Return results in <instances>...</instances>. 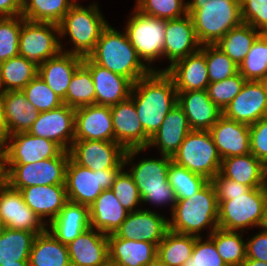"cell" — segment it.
<instances>
[{
  "label": "cell",
  "mask_w": 267,
  "mask_h": 266,
  "mask_svg": "<svg viewBox=\"0 0 267 266\" xmlns=\"http://www.w3.org/2000/svg\"><path fill=\"white\" fill-rule=\"evenodd\" d=\"M183 266H227L209 237H196L190 258Z\"/></svg>",
  "instance_id": "816d5d0a"
},
{
  "label": "cell",
  "mask_w": 267,
  "mask_h": 266,
  "mask_svg": "<svg viewBox=\"0 0 267 266\" xmlns=\"http://www.w3.org/2000/svg\"><path fill=\"white\" fill-rule=\"evenodd\" d=\"M111 190L127 212L131 213L142 209V200L138 187L125 168L116 176Z\"/></svg>",
  "instance_id": "681fc988"
},
{
  "label": "cell",
  "mask_w": 267,
  "mask_h": 266,
  "mask_svg": "<svg viewBox=\"0 0 267 266\" xmlns=\"http://www.w3.org/2000/svg\"><path fill=\"white\" fill-rule=\"evenodd\" d=\"M74 140L115 142L110 106L92 104L77 108Z\"/></svg>",
  "instance_id": "7402d4cb"
},
{
  "label": "cell",
  "mask_w": 267,
  "mask_h": 266,
  "mask_svg": "<svg viewBox=\"0 0 267 266\" xmlns=\"http://www.w3.org/2000/svg\"><path fill=\"white\" fill-rule=\"evenodd\" d=\"M246 239V258L267 262V226Z\"/></svg>",
  "instance_id": "9f6ffc18"
},
{
  "label": "cell",
  "mask_w": 267,
  "mask_h": 266,
  "mask_svg": "<svg viewBox=\"0 0 267 266\" xmlns=\"http://www.w3.org/2000/svg\"><path fill=\"white\" fill-rule=\"evenodd\" d=\"M191 130L183 108L176 103L150 138L146 149L155 148L159 152L158 155L172 157Z\"/></svg>",
  "instance_id": "cb8c5ba5"
},
{
  "label": "cell",
  "mask_w": 267,
  "mask_h": 266,
  "mask_svg": "<svg viewBox=\"0 0 267 266\" xmlns=\"http://www.w3.org/2000/svg\"><path fill=\"white\" fill-rule=\"evenodd\" d=\"M266 165L252 153L222 159L220 173L231 180L249 186L264 187Z\"/></svg>",
  "instance_id": "836d02e7"
},
{
  "label": "cell",
  "mask_w": 267,
  "mask_h": 266,
  "mask_svg": "<svg viewBox=\"0 0 267 266\" xmlns=\"http://www.w3.org/2000/svg\"><path fill=\"white\" fill-rule=\"evenodd\" d=\"M89 207L68 201L47 230L62 244L68 245L86 229L90 228Z\"/></svg>",
  "instance_id": "f546056e"
},
{
  "label": "cell",
  "mask_w": 267,
  "mask_h": 266,
  "mask_svg": "<svg viewBox=\"0 0 267 266\" xmlns=\"http://www.w3.org/2000/svg\"><path fill=\"white\" fill-rule=\"evenodd\" d=\"M200 50L205 54L210 83L223 81L239 73V66L215 44L201 45Z\"/></svg>",
  "instance_id": "f6af8a7d"
},
{
  "label": "cell",
  "mask_w": 267,
  "mask_h": 266,
  "mask_svg": "<svg viewBox=\"0 0 267 266\" xmlns=\"http://www.w3.org/2000/svg\"><path fill=\"white\" fill-rule=\"evenodd\" d=\"M249 130L251 153L267 166V117L249 125Z\"/></svg>",
  "instance_id": "db71d44e"
},
{
  "label": "cell",
  "mask_w": 267,
  "mask_h": 266,
  "mask_svg": "<svg viewBox=\"0 0 267 266\" xmlns=\"http://www.w3.org/2000/svg\"><path fill=\"white\" fill-rule=\"evenodd\" d=\"M241 266H267V262L246 258Z\"/></svg>",
  "instance_id": "94428289"
},
{
  "label": "cell",
  "mask_w": 267,
  "mask_h": 266,
  "mask_svg": "<svg viewBox=\"0 0 267 266\" xmlns=\"http://www.w3.org/2000/svg\"><path fill=\"white\" fill-rule=\"evenodd\" d=\"M239 73L247 81H258L267 74V33H261L239 65Z\"/></svg>",
  "instance_id": "ee69618b"
},
{
  "label": "cell",
  "mask_w": 267,
  "mask_h": 266,
  "mask_svg": "<svg viewBox=\"0 0 267 266\" xmlns=\"http://www.w3.org/2000/svg\"><path fill=\"white\" fill-rule=\"evenodd\" d=\"M195 236L168 230L157 246V257L168 266H183L191 254Z\"/></svg>",
  "instance_id": "f35d334b"
},
{
  "label": "cell",
  "mask_w": 267,
  "mask_h": 266,
  "mask_svg": "<svg viewBox=\"0 0 267 266\" xmlns=\"http://www.w3.org/2000/svg\"><path fill=\"white\" fill-rule=\"evenodd\" d=\"M218 209L215 188L208 181L191 198L177 200L169 214V230L196 237H209L218 228Z\"/></svg>",
  "instance_id": "277c9868"
},
{
  "label": "cell",
  "mask_w": 267,
  "mask_h": 266,
  "mask_svg": "<svg viewBox=\"0 0 267 266\" xmlns=\"http://www.w3.org/2000/svg\"><path fill=\"white\" fill-rule=\"evenodd\" d=\"M147 266H168L163 263L158 257H156L152 262H150Z\"/></svg>",
  "instance_id": "e7e4bbea"
},
{
  "label": "cell",
  "mask_w": 267,
  "mask_h": 266,
  "mask_svg": "<svg viewBox=\"0 0 267 266\" xmlns=\"http://www.w3.org/2000/svg\"><path fill=\"white\" fill-rule=\"evenodd\" d=\"M0 219L5 228L33 232L47 230V225L25 203L19 190L6 182L0 185Z\"/></svg>",
  "instance_id": "5bb4252c"
},
{
  "label": "cell",
  "mask_w": 267,
  "mask_h": 266,
  "mask_svg": "<svg viewBox=\"0 0 267 266\" xmlns=\"http://www.w3.org/2000/svg\"><path fill=\"white\" fill-rule=\"evenodd\" d=\"M267 226L265 187L251 188L244 195L230 196L218 209V228L247 232ZM249 228V229H248Z\"/></svg>",
  "instance_id": "52a82bcc"
},
{
  "label": "cell",
  "mask_w": 267,
  "mask_h": 266,
  "mask_svg": "<svg viewBox=\"0 0 267 266\" xmlns=\"http://www.w3.org/2000/svg\"><path fill=\"white\" fill-rule=\"evenodd\" d=\"M71 266H99L109 258L108 235L88 228L67 245Z\"/></svg>",
  "instance_id": "484cf974"
},
{
  "label": "cell",
  "mask_w": 267,
  "mask_h": 266,
  "mask_svg": "<svg viewBox=\"0 0 267 266\" xmlns=\"http://www.w3.org/2000/svg\"><path fill=\"white\" fill-rule=\"evenodd\" d=\"M69 158V152L63 151L58 157L36 163L4 164L5 182L16 190L30 186L65 185Z\"/></svg>",
  "instance_id": "8fae6325"
},
{
  "label": "cell",
  "mask_w": 267,
  "mask_h": 266,
  "mask_svg": "<svg viewBox=\"0 0 267 266\" xmlns=\"http://www.w3.org/2000/svg\"><path fill=\"white\" fill-rule=\"evenodd\" d=\"M5 182L4 147L0 146V185Z\"/></svg>",
  "instance_id": "91938a15"
},
{
  "label": "cell",
  "mask_w": 267,
  "mask_h": 266,
  "mask_svg": "<svg viewBox=\"0 0 267 266\" xmlns=\"http://www.w3.org/2000/svg\"><path fill=\"white\" fill-rule=\"evenodd\" d=\"M99 266H119L115 261L110 260L109 258Z\"/></svg>",
  "instance_id": "03108f58"
},
{
  "label": "cell",
  "mask_w": 267,
  "mask_h": 266,
  "mask_svg": "<svg viewBox=\"0 0 267 266\" xmlns=\"http://www.w3.org/2000/svg\"><path fill=\"white\" fill-rule=\"evenodd\" d=\"M125 151L112 141L74 140L68 152L75 163L101 171L115 168L124 159Z\"/></svg>",
  "instance_id": "2e32d148"
},
{
  "label": "cell",
  "mask_w": 267,
  "mask_h": 266,
  "mask_svg": "<svg viewBox=\"0 0 267 266\" xmlns=\"http://www.w3.org/2000/svg\"><path fill=\"white\" fill-rule=\"evenodd\" d=\"M64 150L54 141L28 132L10 135L4 146V164L36 163L58 157Z\"/></svg>",
  "instance_id": "4fadbf2b"
},
{
  "label": "cell",
  "mask_w": 267,
  "mask_h": 266,
  "mask_svg": "<svg viewBox=\"0 0 267 266\" xmlns=\"http://www.w3.org/2000/svg\"><path fill=\"white\" fill-rule=\"evenodd\" d=\"M24 203L48 225L68 202L65 185L30 186L19 189Z\"/></svg>",
  "instance_id": "d4e9b609"
},
{
  "label": "cell",
  "mask_w": 267,
  "mask_h": 266,
  "mask_svg": "<svg viewBox=\"0 0 267 266\" xmlns=\"http://www.w3.org/2000/svg\"><path fill=\"white\" fill-rule=\"evenodd\" d=\"M22 91L39 113L57 109L64 104L63 100L38 75Z\"/></svg>",
  "instance_id": "c3c4849f"
},
{
  "label": "cell",
  "mask_w": 267,
  "mask_h": 266,
  "mask_svg": "<svg viewBox=\"0 0 267 266\" xmlns=\"http://www.w3.org/2000/svg\"><path fill=\"white\" fill-rule=\"evenodd\" d=\"M242 22L267 33V0H240Z\"/></svg>",
  "instance_id": "f5cc1de1"
},
{
  "label": "cell",
  "mask_w": 267,
  "mask_h": 266,
  "mask_svg": "<svg viewBox=\"0 0 267 266\" xmlns=\"http://www.w3.org/2000/svg\"><path fill=\"white\" fill-rule=\"evenodd\" d=\"M127 18L122 29L129 42L151 71H161L155 62L164 60L166 20L141 14L134 7Z\"/></svg>",
  "instance_id": "ba28073f"
},
{
  "label": "cell",
  "mask_w": 267,
  "mask_h": 266,
  "mask_svg": "<svg viewBox=\"0 0 267 266\" xmlns=\"http://www.w3.org/2000/svg\"><path fill=\"white\" fill-rule=\"evenodd\" d=\"M23 16L0 17V63L19 55Z\"/></svg>",
  "instance_id": "7dc6e473"
},
{
  "label": "cell",
  "mask_w": 267,
  "mask_h": 266,
  "mask_svg": "<svg viewBox=\"0 0 267 266\" xmlns=\"http://www.w3.org/2000/svg\"><path fill=\"white\" fill-rule=\"evenodd\" d=\"M84 5L75 3L58 24L62 52L82 57L94 50L102 31L109 24L96 0Z\"/></svg>",
  "instance_id": "3957f363"
},
{
  "label": "cell",
  "mask_w": 267,
  "mask_h": 266,
  "mask_svg": "<svg viewBox=\"0 0 267 266\" xmlns=\"http://www.w3.org/2000/svg\"><path fill=\"white\" fill-rule=\"evenodd\" d=\"M2 99H3V92L0 90V146L4 147L10 134L4 119Z\"/></svg>",
  "instance_id": "680465c9"
},
{
  "label": "cell",
  "mask_w": 267,
  "mask_h": 266,
  "mask_svg": "<svg viewBox=\"0 0 267 266\" xmlns=\"http://www.w3.org/2000/svg\"><path fill=\"white\" fill-rule=\"evenodd\" d=\"M22 8L21 0H0V17L20 16Z\"/></svg>",
  "instance_id": "6f0895ef"
},
{
  "label": "cell",
  "mask_w": 267,
  "mask_h": 266,
  "mask_svg": "<svg viewBox=\"0 0 267 266\" xmlns=\"http://www.w3.org/2000/svg\"><path fill=\"white\" fill-rule=\"evenodd\" d=\"M2 107L10 135L28 132L39 115L35 106L26 99L22 90L3 92Z\"/></svg>",
  "instance_id": "d6a6232c"
},
{
  "label": "cell",
  "mask_w": 267,
  "mask_h": 266,
  "mask_svg": "<svg viewBox=\"0 0 267 266\" xmlns=\"http://www.w3.org/2000/svg\"><path fill=\"white\" fill-rule=\"evenodd\" d=\"M82 64L93 79L95 104L111 107L130 97L133 83L128 78L96 64L88 56L83 57Z\"/></svg>",
  "instance_id": "ffe728a7"
},
{
  "label": "cell",
  "mask_w": 267,
  "mask_h": 266,
  "mask_svg": "<svg viewBox=\"0 0 267 266\" xmlns=\"http://www.w3.org/2000/svg\"><path fill=\"white\" fill-rule=\"evenodd\" d=\"M63 103L74 109L95 104L93 79L83 64L76 69Z\"/></svg>",
  "instance_id": "b9f144b4"
},
{
  "label": "cell",
  "mask_w": 267,
  "mask_h": 266,
  "mask_svg": "<svg viewBox=\"0 0 267 266\" xmlns=\"http://www.w3.org/2000/svg\"><path fill=\"white\" fill-rule=\"evenodd\" d=\"M213 0H187V3H201V2H208Z\"/></svg>",
  "instance_id": "003e7915"
},
{
  "label": "cell",
  "mask_w": 267,
  "mask_h": 266,
  "mask_svg": "<svg viewBox=\"0 0 267 266\" xmlns=\"http://www.w3.org/2000/svg\"><path fill=\"white\" fill-rule=\"evenodd\" d=\"M123 168L122 160L113 169L93 171L69 158L65 172L68 201L90 207L103 190L111 189L116 176Z\"/></svg>",
  "instance_id": "30bf717a"
},
{
  "label": "cell",
  "mask_w": 267,
  "mask_h": 266,
  "mask_svg": "<svg viewBox=\"0 0 267 266\" xmlns=\"http://www.w3.org/2000/svg\"><path fill=\"white\" fill-rule=\"evenodd\" d=\"M262 86L263 91L267 94V74L258 80Z\"/></svg>",
  "instance_id": "be15d7a7"
},
{
  "label": "cell",
  "mask_w": 267,
  "mask_h": 266,
  "mask_svg": "<svg viewBox=\"0 0 267 266\" xmlns=\"http://www.w3.org/2000/svg\"><path fill=\"white\" fill-rule=\"evenodd\" d=\"M82 62V56L61 51L38 66V76L64 100L71 79Z\"/></svg>",
  "instance_id": "f1b7e54d"
},
{
  "label": "cell",
  "mask_w": 267,
  "mask_h": 266,
  "mask_svg": "<svg viewBox=\"0 0 267 266\" xmlns=\"http://www.w3.org/2000/svg\"><path fill=\"white\" fill-rule=\"evenodd\" d=\"M260 34L254 27L242 22L215 45L239 66Z\"/></svg>",
  "instance_id": "8d00e7d4"
},
{
  "label": "cell",
  "mask_w": 267,
  "mask_h": 266,
  "mask_svg": "<svg viewBox=\"0 0 267 266\" xmlns=\"http://www.w3.org/2000/svg\"><path fill=\"white\" fill-rule=\"evenodd\" d=\"M38 75V65L23 56H15L0 63V90H22Z\"/></svg>",
  "instance_id": "d590c367"
},
{
  "label": "cell",
  "mask_w": 267,
  "mask_h": 266,
  "mask_svg": "<svg viewBox=\"0 0 267 266\" xmlns=\"http://www.w3.org/2000/svg\"><path fill=\"white\" fill-rule=\"evenodd\" d=\"M264 187L267 193V166H266V171H265V182H264Z\"/></svg>",
  "instance_id": "a7ac6f4b"
},
{
  "label": "cell",
  "mask_w": 267,
  "mask_h": 266,
  "mask_svg": "<svg viewBox=\"0 0 267 266\" xmlns=\"http://www.w3.org/2000/svg\"><path fill=\"white\" fill-rule=\"evenodd\" d=\"M4 228H5V227H4V225H3V222H2V220L0 219V235L2 234Z\"/></svg>",
  "instance_id": "89a4df30"
},
{
  "label": "cell",
  "mask_w": 267,
  "mask_h": 266,
  "mask_svg": "<svg viewBox=\"0 0 267 266\" xmlns=\"http://www.w3.org/2000/svg\"><path fill=\"white\" fill-rule=\"evenodd\" d=\"M247 80L237 73L223 81L211 82L207 86L209 98L221 109L226 106L239 94Z\"/></svg>",
  "instance_id": "f907efd6"
},
{
  "label": "cell",
  "mask_w": 267,
  "mask_h": 266,
  "mask_svg": "<svg viewBox=\"0 0 267 266\" xmlns=\"http://www.w3.org/2000/svg\"><path fill=\"white\" fill-rule=\"evenodd\" d=\"M171 158L174 163L209 181L220 172L222 162L208 130H191Z\"/></svg>",
  "instance_id": "9c48e42d"
},
{
  "label": "cell",
  "mask_w": 267,
  "mask_h": 266,
  "mask_svg": "<svg viewBox=\"0 0 267 266\" xmlns=\"http://www.w3.org/2000/svg\"><path fill=\"white\" fill-rule=\"evenodd\" d=\"M210 181L215 188L218 205L222 201L230 200V196L244 195L251 189L249 186L224 177L220 172Z\"/></svg>",
  "instance_id": "11a10c76"
},
{
  "label": "cell",
  "mask_w": 267,
  "mask_h": 266,
  "mask_svg": "<svg viewBox=\"0 0 267 266\" xmlns=\"http://www.w3.org/2000/svg\"><path fill=\"white\" fill-rule=\"evenodd\" d=\"M0 266H30L29 261H15V263L0 264Z\"/></svg>",
  "instance_id": "6125c7cd"
},
{
  "label": "cell",
  "mask_w": 267,
  "mask_h": 266,
  "mask_svg": "<svg viewBox=\"0 0 267 266\" xmlns=\"http://www.w3.org/2000/svg\"><path fill=\"white\" fill-rule=\"evenodd\" d=\"M198 42L216 44L232 28L242 23L240 0H213L187 3Z\"/></svg>",
  "instance_id": "8992f818"
},
{
  "label": "cell",
  "mask_w": 267,
  "mask_h": 266,
  "mask_svg": "<svg viewBox=\"0 0 267 266\" xmlns=\"http://www.w3.org/2000/svg\"><path fill=\"white\" fill-rule=\"evenodd\" d=\"M88 57L113 73L128 78L133 84L152 72L140 59L126 32L111 24L102 31Z\"/></svg>",
  "instance_id": "5b68a950"
},
{
  "label": "cell",
  "mask_w": 267,
  "mask_h": 266,
  "mask_svg": "<svg viewBox=\"0 0 267 266\" xmlns=\"http://www.w3.org/2000/svg\"><path fill=\"white\" fill-rule=\"evenodd\" d=\"M150 151L146 148L127 149L124 154V168L132 176L142 200V208L155 211L169 207L171 214L177 202L175 192L168 181V169L172 158L166 155H158L155 158L143 157V152ZM141 155V158L140 156ZM139 157V158H137ZM137 158V159H136ZM146 206H145V205ZM147 204L149 208L147 207ZM154 205V206H152Z\"/></svg>",
  "instance_id": "6da1fadb"
},
{
  "label": "cell",
  "mask_w": 267,
  "mask_h": 266,
  "mask_svg": "<svg viewBox=\"0 0 267 266\" xmlns=\"http://www.w3.org/2000/svg\"><path fill=\"white\" fill-rule=\"evenodd\" d=\"M59 25L24 20L19 35V55L40 66L61 52Z\"/></svg>",
  "instance_id": "7c38bea8"
},
{
  "label": "cell",
  "mask_w": 267,
  "mask_h": 266,
  "mask_svg": "<svg viewBox=\"0 0 267 266\" xmlns=\"http://www.w3.org/2000/svg\"><path fill=\"white\" fill-rule=\"evenodd\" d=\"M74 4L73 0H25L21 16L29 21L59 24Z\"/></svg>",
  "instance_id": "60d3db41"
},
{
  "label": "cell",
  "mask_w": 267,
  "mask_h": 266,
  "mask_svg": "<svg viewBox=\"0 0 267 266\" xmlns=\"http://www.w3.org/2000/svg\"><path fill=\"white\" fill-rule=\"evenodd\" d=\"M165 72L173 79L177 92L206 90L210 83L205 54L200 49L175 61Z\"/></svg>",
  "instance_id": "83f0119b"
},
{
  "label": "cell",
  "mask_w": 267,
  "mask_h": 266,
  "mask_svg": "<svg viewBox=\"0 0 267 266\" xmlns=\"http://www.w3.org/2000/svg\"><path fill=\"white\" fill-rule=\"evenodd\" d=\"M209 132L222 159L251 153L249 125L222 115Z\"/></svg>",
  "instance_id": "603a6c76"
},
{
  "label": "cell",
  "mask_w": 267,
  "mask_h": 266,
  "mask_svg": "<svg viewBox=\"0 0 267 266\" xmlns=\"http://www.w3.org/2000/svg\"><path fill=\"white\" fill-rule=\"evenodd\" d=\"M244 235H246L245 232L217 228L209 236L227 266H241L246 259V238Z\"/></svg>",
  "instance_id": "ab89813d"
},
{
  "label": "cell",
  "mask_w": 267,
  "mask_h": 266,
  "mask_svg": "<svg viewBox=\"0 0 267 266\" xmlns=\"http://www.w3.org/2000/svg\"><path fill=\"white\" fill-rule=\"evenodd\" d=\"M35 236L33 232L4 228L0 235V264L29 261Z\"/></svg>",
  "instance_id": "74e56055"
},
{
  "label": "cell",
  "mask_w": 267,
  "mask_h": 266,
  "mask_svg": "<svg viewBox=\"0 0 267 266\" xmlns=\"http://www.w3.org/2000/svg\"><path fill=\"white\" fill-rule=\"evenodd\" d=\"M75 110L63 104L57 109L40 112L28 133L52 140L64 151H69L74 142Z\"/></svg>",
  "instance_id": "9a60e30c"
},
{
  "label": "cell",
  "mask_w": 267,
  "mask_h": 266,
  "mask_svg": "<svg viewBox=\"0 0 267 266\" xmlns=\"http://www.w3.org/2000/svg\"><path fill=\"white\" fill-rule=\"evenodd\" d=\"M169 230L168 217L153 210L140 209L128 213L125 221L114 233L128 240H143L158 244Z\"/></svg>",
  "instance_id": "e0dca14e"
},
{
  "label": "cell",
  "mask_w": 267,
  "mask_h": 266,
  "mask_svg": "<svg viewBox=\"0 0 267 266\" xmlns=\"http://www.w3.org/2000/svg\"><path fill=\"white\" fill-rule=\"evenodd\" d=\"M30 266H71L67 245L59 242L48 230L35 236Z\"/></svg>",
  "instance_id": "e575fe53"
},
{
  "label": "cell",
  "mask_w": 267,
  "mask_h": 266,
  "mask_svg": "<svg viewBox=\"0 0 267 266\" xmlns=\"http://www.w3.org/2000/svg\"><path fill=\"white\" fill-rule=\"evenodd\" d=\"M130 98L134 101L141 125L150 138L178 103L174 81L165 71H152L136 81Z\"/></svg>",
  "instance_id": "7a4b0ae2"
},
{
  "label": "cell",
  "mask_w": 267,
  "mask_h": 266,
  "mask_svg": "<svg viewBox=\"0 0 267 266\" xmlns=\"http://www.w3.org/2000/svg\"><path fill=\"white\" fill-rule=\"evenodd\" d=\"M168 181L175 192L176 199L179 200L191 198L209 180L172 161L168 169Z\"/></svg>",
  "instance_id": "7bdbcfd3"
},
{
  "label": "cell",
  "mask_w": 267,
  "mask_h": 266,
  "mask_svg": "<svg viewBox=\"0 0 267 266\" xmlns=\"http://www.w3.org/2000/svg\"><path fill=\"white\" fill-rule=\"evenodd\" d=\"M178 93V104L183 108L192 130H210L223 115L208 96L207 90Z\"/></svg>",
  "instance_id": "4316f807"
},
{
  "label": "cell",
  "mask_w": 267,
  "mask_h": 266,
  "mask_svg": "<svg viewBox=\"0 0 267 266\" xmlns=\"http://www.w3.org/2000/svg\"><path fill=\"white\" fill-rule=\"evenodd\" d=\"M128 213L111 189L103 190L89 207L91 228L106 235L115 233Z\"/></svg>",
  "instance_id": "1f68e13d"
},
{
  "label": "cell",
  "mask_w": 267,
  "mask_h": 266,
  "mask_svg": "<svg viewBox=\"0 0 267 266\" xmlns=\"http://www.w3.org/2000/svg\"><path fill=\"white\" fill-rule=\"evenodd\" d=\"M115 142L125 150L132 148H146L150 137L145 133L134 101L128 99L110 107Z\"/></svg>",
  "instance_id": "d6986e66"
},
{
  "label": "cell",
  "mask_w": 267,
  "mask_h": 266,
  "mask_svg": "<svg viewBox=\"0 0 267 266\" xmlns=\"http://www.w3.org/2000/svg\"><path fill=\"white\" fill-rule=\"evenodd\" d=\"M109 259L119 266H147L157 257V245L108 235Z\"/></svg>",
  "instance_id": "4dcf8cb0"
},
{
  "label": "cell",
  "mask_w": 267,
  "mask_h": 266,
  "mask_svg": "<svg viewBox=\"0 0 267 266\" xmlns=\"http://www.w3.org/2000/svg\"><path fill=\"white\" fill-rule=\"evenodd\" d=\"M223 115L252 125L267 117V94L258 81H246L239 94L226 106Z\"/></svg>",
  "instance_id": "44dd1931"
},
{
  "label": "cell",
  "mask_w": 267,
  "mask_h": 266,
  "mask_svg": "<svg viewBox=\"0 0 267 266\" xmlns=\"http://www.w3.org/2000/svg\"><path fill=\"white\" fill-rule=\"evenodd\" d=\"M134 8L141 14L164 20L178 19L188 14L186 0H135Z\"/></svg>",
  "instance_id": "bcb514c9"
},
{
  "label": "cell",
  "mask_w": 267,
  "mask_h": 266,
  "mask_svg": "<svg viewBox=\"0 0 267 266\" xmlns=\"http://www.w3.org/2000/svg\"><path fill=\"white\" fill-rule=\"evenodd\" d=\"M201 47L198 42L192 18L189 14L178 19L166 20L164 38V61L166 71L175 61L197 52Z\"/></svg>",
  "instance_id": "ac0fdd59"
}]
</instances>
